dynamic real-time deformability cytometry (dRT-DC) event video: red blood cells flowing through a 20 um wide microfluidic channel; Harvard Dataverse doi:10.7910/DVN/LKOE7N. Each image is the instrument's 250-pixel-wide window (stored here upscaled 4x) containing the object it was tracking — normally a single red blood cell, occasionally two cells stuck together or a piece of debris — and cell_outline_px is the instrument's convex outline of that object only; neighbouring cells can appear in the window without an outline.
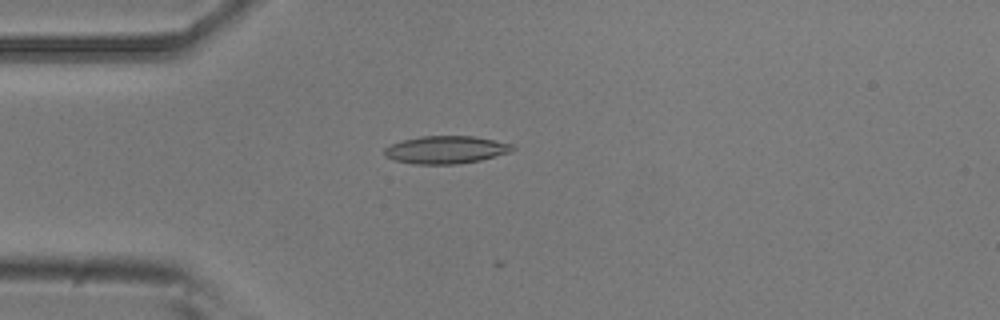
{"species": "common noctule bat (a hibernating species)", "species_latin": "Nyctalus noctula", "temperature_condition": "room temperature", "stored_images_in_passage": 4, "camera_frame_rate_fps": 3000, "um_per_image_px": 0.085, "animal": {"sex": "male", "body_mass_g": 20.5, "forearm_length_mm": 52.5}, "frame": {"image": 1, "passage_image": 3, "time_ms": 0.667, "image_size_px": [1000, 320], "cell_outline_px": [[516, 148], [512, 152], [480, 160], [456, 164], [412, 164], [396, 160], [384, 156], [384, 148], [392, 144], [404, 140], [420, 136], [472, 136], [512, 144]], "centroid_in_image_um": [37.91, 12.73], "position_along_channel_um": 47.1, "area_um2": 20.58}}